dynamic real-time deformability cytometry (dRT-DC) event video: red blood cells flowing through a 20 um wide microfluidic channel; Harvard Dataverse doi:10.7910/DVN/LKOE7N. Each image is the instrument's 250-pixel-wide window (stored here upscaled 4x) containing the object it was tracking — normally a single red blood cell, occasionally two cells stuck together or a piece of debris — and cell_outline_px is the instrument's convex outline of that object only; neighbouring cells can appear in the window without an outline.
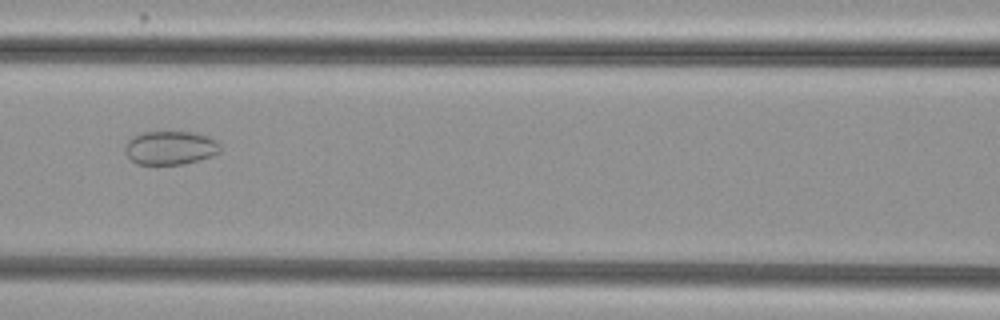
{"species": "common noctule bat (a hibernating species)", "species_latin": "Nyctalus noctula", "temperature_condition": "cold", "stored_images_in_passage": 50, "camera_frame_rate_fps": 3000, "um_per_image_px": 0.085, "animal": {"sex": "female", "body_mass_g": 29.2, "forearm_length_mm": 56.3}, "frame": {"image": 1, "passage_image": 20, "time_ms": 6.333, "image_size_px": [1000, 320], "cell_outline_px": [[220, 152], [212, 156], [200, 160], [184, 164], [136, 164], [124, 152], [124, 148], [128, 140], [132, 136], [144, 132], [196, 132], [208, 136], [216, 140], [220, 144]], "centroid_in_image_um": [14.49, 12.56], "position_along_channel_um": 152.1, "area_um2": 18.84}}
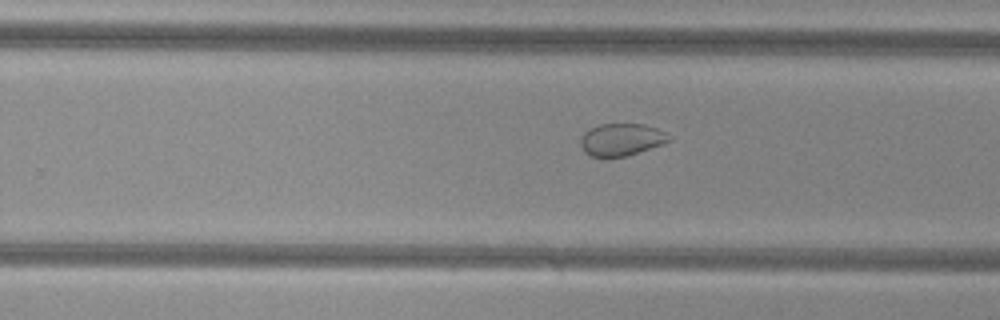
{"frame": {"image": 2, "passage_image": 30, "time_ms": 9.667, "image_size_px": [1000, 320], "cell_outline_px": [[672, 140], [628, 156], [592, 156], [584, 152], [580, 144], [580, 136], [588, 128], [600, 124], [644, 124], [656, 128], [664, 132]], "centroid_in_image_um": [52.77, 11.85], "position_along_channel_um": 277.0, "area_um2": 16.53}}
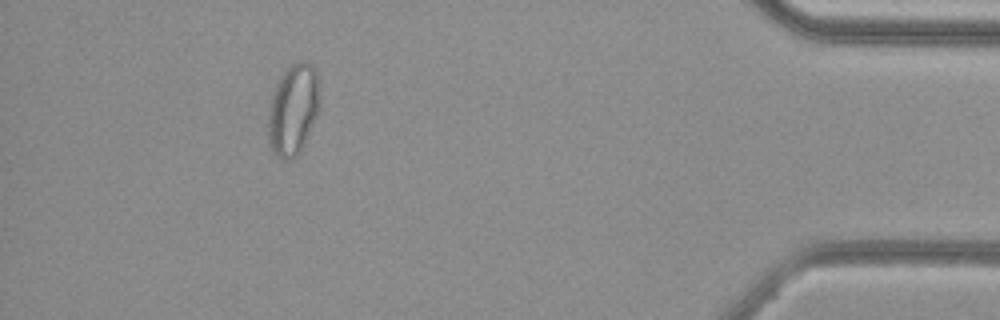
{"frame": {"image": 3, "passage_image": 45, "time_ms": 14.667, "image_size_px": [1000, 320], "cell_outline_px": [[320, 104], [316, 116], [304, 144], [300, 152], [292, 160], [280, 160], [276, 156], [268, 140], [268, 108], [276, 84], [280, 76], [292, 64], [300, 60], [308, 60], [316, 68], [320, 92]], "centroid_in_image_um": [24.93, 9.3], "position_along_channel_um": 410.3, "area_um2": 27.74}, "authors_computed_cell_mechanics": {"area_um2": 24.6228, "velocity_mm_per_s": 3.7542, "shape_relaxation_time_tau1_ms": null, "shape_relaxation_time_tau2_ms": 2.0041, "deformation_change_tau1": null, "deformation_change_tau2": 0.0504}}